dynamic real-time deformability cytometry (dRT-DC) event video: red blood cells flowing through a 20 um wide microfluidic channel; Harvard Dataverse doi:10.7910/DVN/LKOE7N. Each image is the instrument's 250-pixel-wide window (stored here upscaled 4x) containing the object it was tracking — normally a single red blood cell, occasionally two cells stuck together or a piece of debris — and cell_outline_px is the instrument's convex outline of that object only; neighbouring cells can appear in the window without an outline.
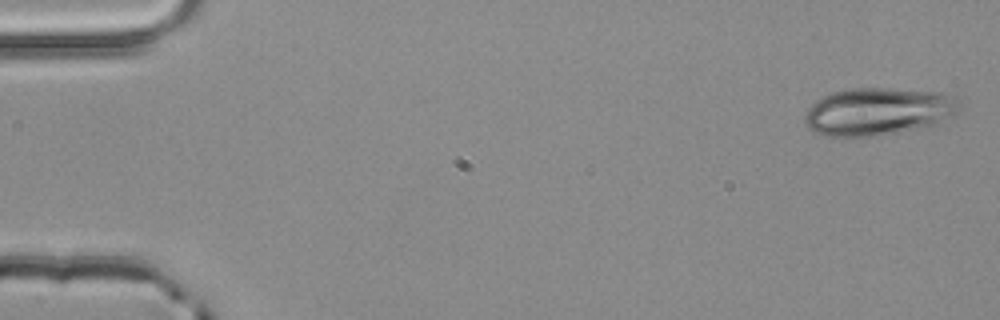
{"species": "common noctule bat (a hibernating species)", "species_latin": "Nyctalus noctula", "temperature_condition": "room temperature", "stored_images_in_passage": 3, "camera_frame_rate_fps": 3000, "um_per_image_px": 0.085, "animal": {"sex": "male", "body_mass_g": 20.4}, "frame": {"image": 1, "passage_image": 1, "time_ms": 0.0, "image_size_px": [1000, 320], "cell_outline_px": [[964, 108], [960, 112], [936, 124], [896, 132], [872, 136], [828, 136], [812, 132], [804, 124], [804, 116], [808, 108], [816, 100], [832, 92], [848, 88], [888, 88], [940, 92], [952, 96], [960, 100]], "centroid_in_image_um": [74.66, 9.46], "position_along_channel_um": 10.3, "area_um2": 43.18}}